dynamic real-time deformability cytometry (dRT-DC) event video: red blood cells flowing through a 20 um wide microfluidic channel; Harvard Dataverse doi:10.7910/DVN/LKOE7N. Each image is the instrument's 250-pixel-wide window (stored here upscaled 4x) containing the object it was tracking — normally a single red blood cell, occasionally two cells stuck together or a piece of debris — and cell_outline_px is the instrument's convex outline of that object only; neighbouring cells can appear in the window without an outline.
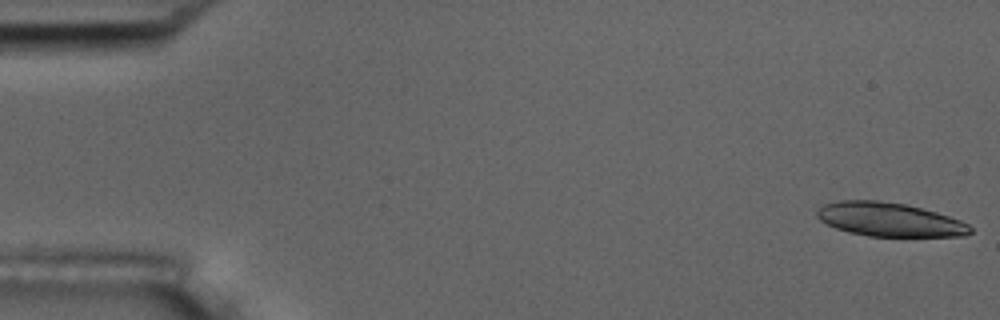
{"species": "common noctule bat (a hibernating species)", "species_latin": "Nyctalus noctula", "temperature_condition": "room temperature", "stored_images_in_passage": 23, "camera_frame_rate_fps": 3000, "um_per_image_px": 0.085, "animal": {"sex": "male", "body_mass_g": 17.5, "forearm_length_mm": 52.3}, "frame": {"image": 1, "passage_image": 1, "time_ms": 0.0, "image_size_px": [1000, 320], "cell_outline_px": [[972, 232], [964, 236], [868, 236], [848, 232], [836, 228], [820, 220], [816, 216], [816, 212], [824, 204], [840, 200], [876, 200], [904, 204], [936, 212], [960, 220], [968, 224], [972, 228]], "centroid_in_image_um": [75.59, 18.66], "position_along_channel_um": 9.4, "area_um2": 30.0}}
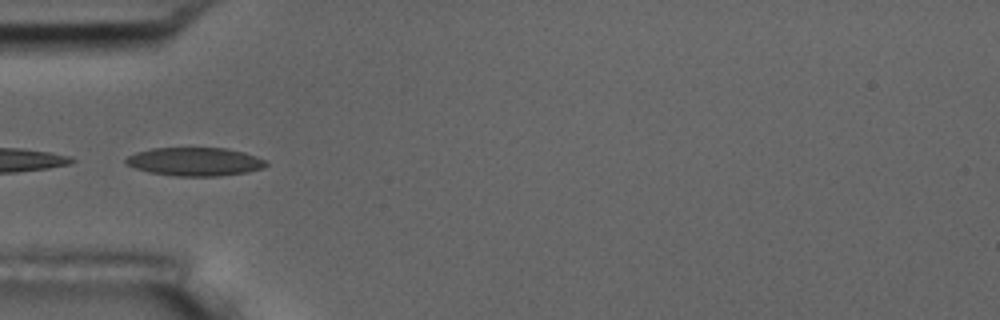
{"frame": {"image": 2, "passage_image": 18, "time_ms": 5.667, "image_size_px": [1000, 320], "cell_outline_px": [[268, 164], [264, 168], [248, 172], [220, 176], [172, 176], [148, 172], [124, 164], [124, 160], [128, 156], [136, 152], [152, 148], [224, 148], [244, 152], [268, 160]], "centroid_in_image_um": [16.58, 13.75], "position_along_channel_um": 68.4, "area_um2": 23.47}}